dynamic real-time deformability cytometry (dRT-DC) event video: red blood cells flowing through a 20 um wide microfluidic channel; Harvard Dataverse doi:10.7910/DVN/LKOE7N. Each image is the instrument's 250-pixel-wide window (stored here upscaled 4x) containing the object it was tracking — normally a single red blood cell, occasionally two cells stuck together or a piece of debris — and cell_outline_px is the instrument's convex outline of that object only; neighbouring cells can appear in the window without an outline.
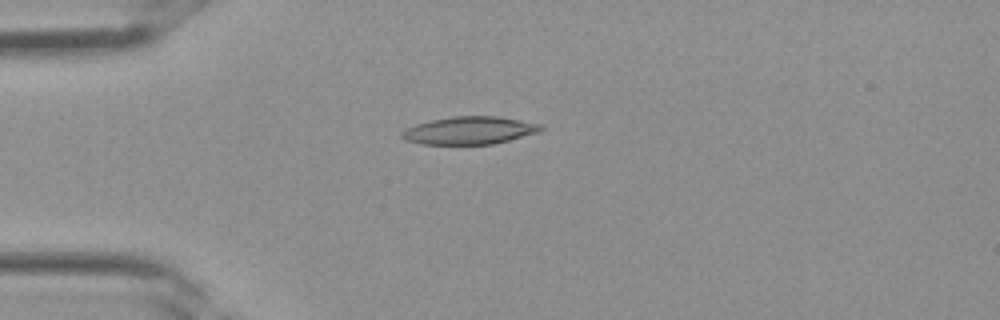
{"species": "Egyptian fruit bat (a non-hibernating species)", "species_latin": "Rousettus aegyptiacus", "temperature_condition": "room temperature", "stored_images_in_passage": 3, "camera_frame_rate_fps": 3000, "um_per_image_px": 0.085, "frame": {"image": 1, "passage_image": 3, "time_ms": 0.667, "image_size_px": [1000, 320], "cell_outline_px": [[544, 128], [540, 132], [492, 144], [424, 144], [404, 140], [400, 136], [400, 132], [416, 124], [432, 120], [452, 116], [496, 116], [520, 120], [540, 124]], "centroid_in_image_um": [39.9, 11.09], "position_along_channel_um": 45.1, "area_um2": 22.31}}